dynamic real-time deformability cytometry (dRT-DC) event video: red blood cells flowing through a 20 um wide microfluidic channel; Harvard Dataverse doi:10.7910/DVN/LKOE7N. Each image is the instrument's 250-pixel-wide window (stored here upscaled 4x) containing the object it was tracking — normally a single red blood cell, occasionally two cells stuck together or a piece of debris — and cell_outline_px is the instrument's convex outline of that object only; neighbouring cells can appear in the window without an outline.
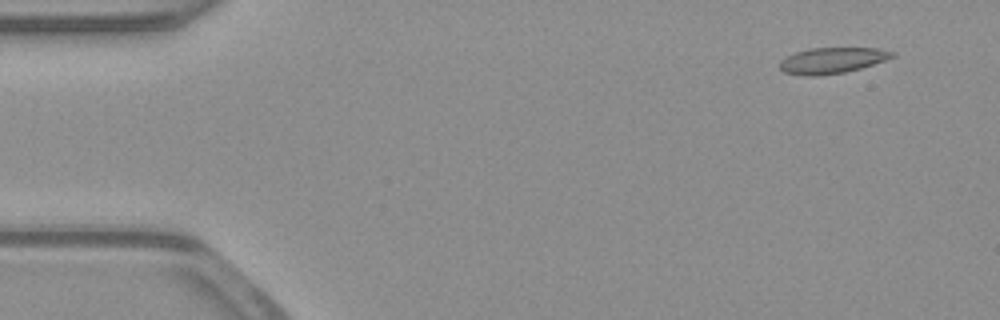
{"species": "common noctule bat (a hibernating species)", "species_latin": "Nyctalus noctula", "temperature_condition": "warm", "stored_images_in_passage": 50, "camera_frame_rate_fps": 3000, "um_per_image_px": 0.085, "animal": {"sex": "male", "body_mass_g": 23.1, "forearm_length_mm": 52.7}, "frame": {"image": 1, "passage_image": 1, "time_ms": 0.0, "image_size_px": [1000, 320], "cell_outline_px": [[896, 56], [860, 68], [844, 72], [816, 76], [804, 76], [784, 72], [780, 68], [780, 60], [796, 52], [808, 48], [880, 48], [896, 52]], "centroid_in_image_um": [70.73, 5.13], "position_along_channel_um": 14.3, "area_um2": 16.94}}
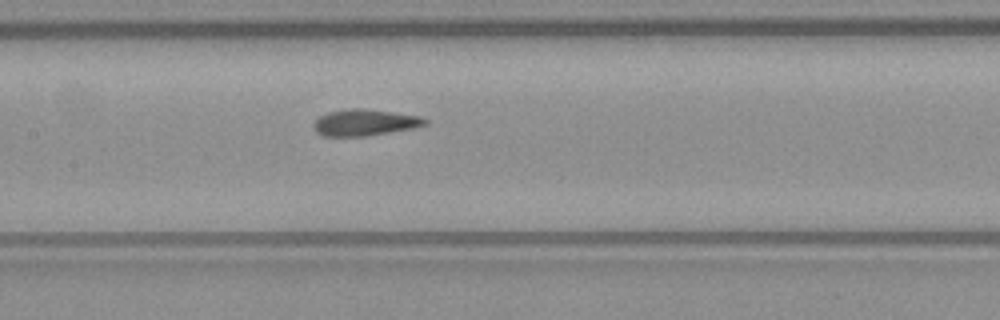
{"frame": {"image": 2, "passage_image": 22, "time_ms": 7.0, "image_size_px": [1000, 320], "cell_outline_px": [[428, 124], [416, 128], [368, 136], [324, 136], [316, 132], [312, 124], [320, 116], [328, 112], [348, 108], [360, 108], [392, 112], [420, 116], [428, 120]], "centroid_in_image_um": [31.03, 10.42], "position_along_channel_um": 176.4, "area_um2": 17.28}}
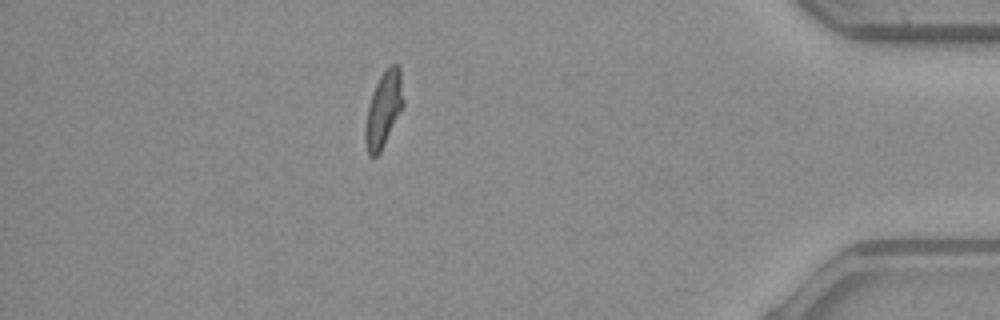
{"frame": {"image": 3, "passage_image": 43, "time_ms": 14.0, "image_size_px": [1000, 320], "cell_outline_px": [[404, 104], [380, 152], [376, 156], [368, 156], [364, 140], [364, 132], [368, 108], [372, 92], [380, 76], [392, 64], [400, 64], [404, 100]], "centroid_in_image_um": [32.61, 9.28], "position_along_channel_um": 402.6, "area_um2": 16.59}, "authors_computed_cell_mechanics": {"area_um2": 17.0799, "velocity_mm_per_s": 3.9191, "shape_relaxation_time_tau1_ms": null, "shape_relaxation_time_tau2_ms": 2.1268, "deformation_change_tau1": null, "deformation_change_tau2": 0.0863}}